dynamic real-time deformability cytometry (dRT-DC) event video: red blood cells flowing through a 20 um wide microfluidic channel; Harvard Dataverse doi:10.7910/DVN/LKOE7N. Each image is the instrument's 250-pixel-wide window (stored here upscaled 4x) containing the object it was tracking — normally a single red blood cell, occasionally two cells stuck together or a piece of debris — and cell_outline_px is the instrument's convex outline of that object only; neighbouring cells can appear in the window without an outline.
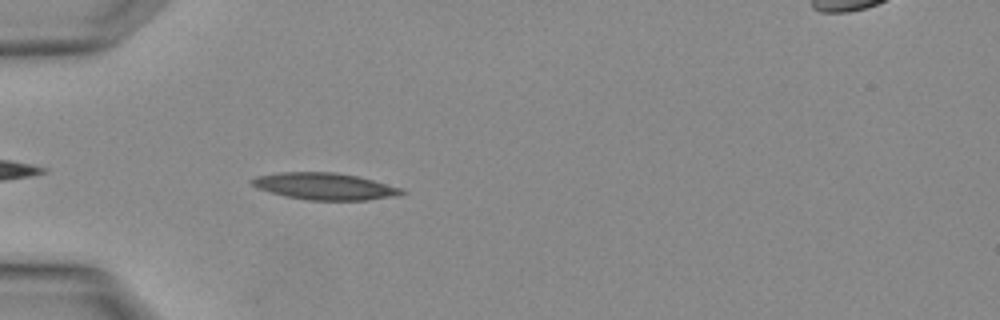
{"species": "Egyptian fruit bat (a non-hibernating species)", "species_latin": "Rousettus aegyptiacus", "temperature_condition": "warm", "stored_images_in_passage": 1, "camera_frame_rate_fps": 3000, "um_per_image_px": 0.085, "animal": {"sex": "female"}, "frame": {"image": 1, "passage_image": 1, "time_ms": 0.0, "image_size_px": [1000, 320], "cell_outline_px": [[408, 192], [396, 196], [368, 200], [308, 200], [288, 196], [272, 192], [260, 188], [252, 184], [248, 180], [256, 176], [280, 172], [336, 172], [356, 176], [372, 180], [400, 188]], "centroid_in_image_um": [27.61, 15.83], "position_along_channel_um": 57.4, "area_um2": 23.12}}